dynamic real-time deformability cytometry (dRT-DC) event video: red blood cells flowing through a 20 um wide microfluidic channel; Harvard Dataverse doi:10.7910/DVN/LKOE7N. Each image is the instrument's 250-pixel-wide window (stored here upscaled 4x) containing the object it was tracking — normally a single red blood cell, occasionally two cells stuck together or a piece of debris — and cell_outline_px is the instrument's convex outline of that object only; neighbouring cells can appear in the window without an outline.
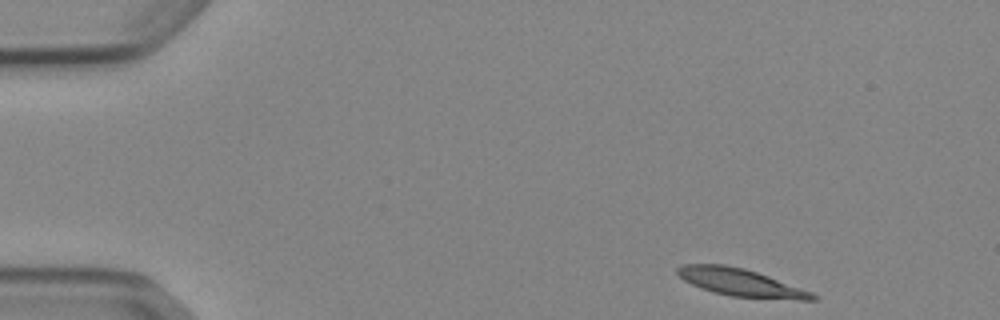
{"species": "Egyptian fruit bat (a non-hibernating species)", "species_latin": "Rousettus aegyptiacus", "temperature_condition": "cold", "stored_images_in_passage": 47, "camera_frame_rate_fps": 3000, "um_per_image_px": 0.085, "animal": {"sex": "female"}, "frame": {"image": 1, "passage_image": 1, "time_ms": 0.0, "image_size_px": [1000, 320], "cell_outline_px": [[820, 300], [800, 300], [732, 296], [700, 288], [684, 280], [676, 272], [676, 268], [684, 264], [724, 264], [744, 268], [768, 276], [812, 292], [820, 296]], "centroid_in_image_um": [62.99, 24.01], "position_along_channel_um": 22.0, "area_um2": 21.5}}
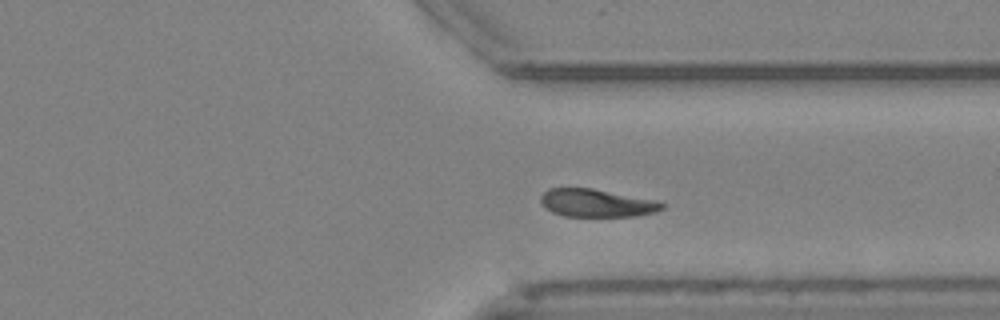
{"frame": {"image": 2, "passage_image": 35, "time_ms": 11.333, "image_size_px": [1000, 320], "cell_outline_px": [[664, 208], [656, 212], [636, 216], [564, 216], [552, 212], [540, 200], [540, 196], [548, 188], [592, 188], [656, 200], [664, 204]], "centroid_in_image_um": [50.73, 17.25], "position_along_channel_um": 360.7, "area_um2": 19.59}}
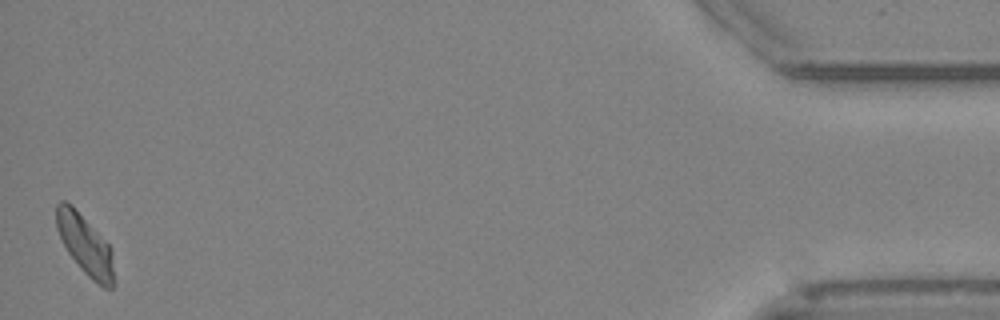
{"frame": {"image": 3, "passage_image": 47, "time_ms": 15.333, "image_size_px": [1000, 320], "cell_outline_px": [[112, 288], [104, 288], [92, 280], [84, 272], [68, 252], [56, 228], [56, 204], [60, 200], [64, 200], [72, 204], [108, 244], [112, 252]], "centroid_in_image_um": [7.19, 20.76], "position_along_channel_um": 428.0, "area_um2": 19.59}, "authors_computed_cell_mechanics": {"area_um2": 21.2704, "velocity_mm_per_s": 3.8244, "shape_relaxation_time_tau1_ms": 5.7874, "shape_relaxation_time_tau2_ms": null, "deformation_change_tau1": 0.1841, "deformation_change_tau2": null}}